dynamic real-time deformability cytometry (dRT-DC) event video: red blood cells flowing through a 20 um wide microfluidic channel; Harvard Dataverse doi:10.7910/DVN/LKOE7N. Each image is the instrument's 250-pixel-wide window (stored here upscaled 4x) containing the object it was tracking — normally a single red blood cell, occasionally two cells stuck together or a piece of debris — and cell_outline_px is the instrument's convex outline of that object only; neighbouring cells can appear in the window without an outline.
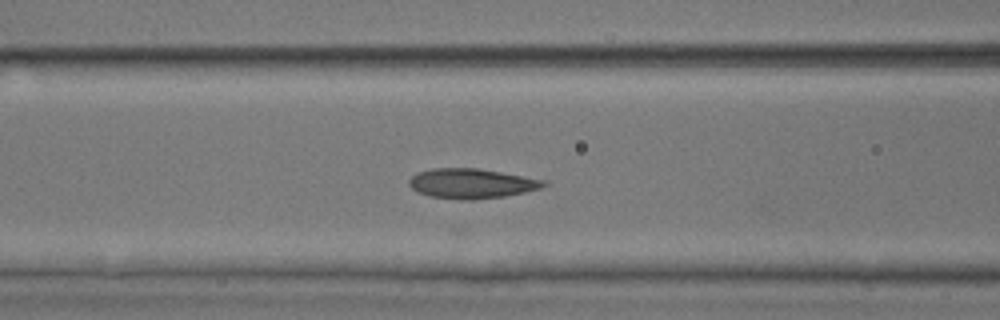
{"species": "common noctule bat (a hibernating species)", "species_latin": "Nyctalus noctula", "temperature_condition": "room temperature", "stored_images_in_passage": 26, "camera_frame_rate_fps": 3000, "um_per_image_px": 0.085, "animal": {"sex": "male", "body_mass_g": 17.9, "forearm_length_mm": 54.2}, "frame": {"image": 1, "passage_image": 10, "time_ms": 3.0, "image_size_px": [1000, 320], "cell_outline_px": [[552, 184], [540, 188], [524, 192], [504, 196], [472, 200], [460, 200], [432, 196], [416, 192], [408, 184], [408, 180], [416, 172], [432, 168], [476, 168], [548, 180]], "centroid_in_image_um": [40.1, 15.59], "position_along_channel_um": 126.5, "area_um2": 23.58}}